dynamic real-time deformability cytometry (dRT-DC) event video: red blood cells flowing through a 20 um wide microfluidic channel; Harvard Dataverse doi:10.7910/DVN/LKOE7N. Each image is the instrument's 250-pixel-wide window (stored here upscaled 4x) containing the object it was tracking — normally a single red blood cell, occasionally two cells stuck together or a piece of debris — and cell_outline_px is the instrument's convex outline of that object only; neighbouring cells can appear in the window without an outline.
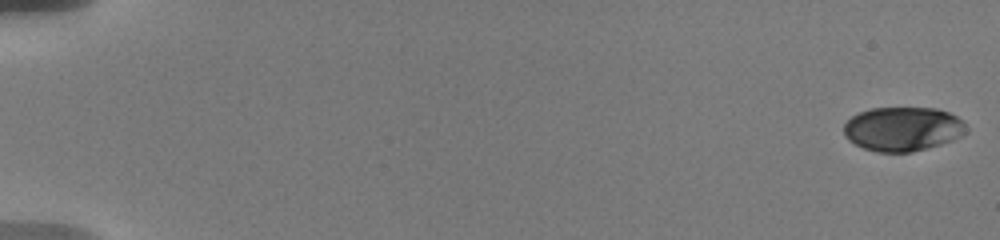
{"species": "human", "species_latin": "Homo sapiens", "temperature_condition": "warm", "stored_images_in_passage": 42, "camera_frame_rate_fps": 3000, "um_per_image_px": 0.085, "donor": {"sex": "male"}, "frame": {"image": 1, "passage_image": 1, "time_ms": 0.0, "image_size_px": [1000, 240], "cell_outline_px": [[968, 132], [952, 140], [940, 144], [912, 152], [876, 152], [864, 148], [848, 140], [844, 136], [844, 124], [852, 116], [860, 112], [872, 108], [936, 108], [948, 112], [964, 120]], "centroid_in_image_um": [76.75, 10.96], "position_along_channel_um": 8.3, "area_um2": 31.56}}
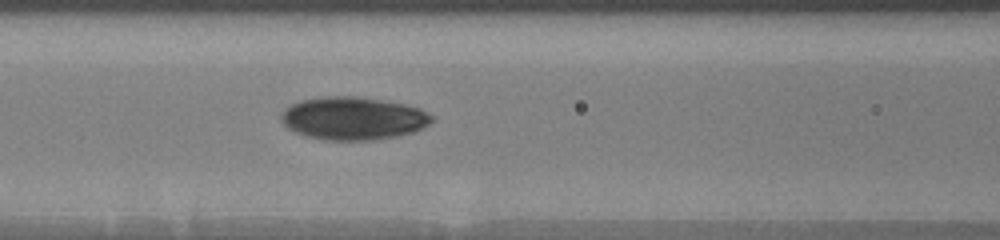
{"frame": {"image": 2, "passage_image": 36, "time_ms": 8.667, "image_size_px": [1000, 240], "cell_outline_px": [[436, 120], [412, 132], [396, 136], [372, 140], [324, 140], [304, 136], [288, 128], [280, 120], [280, 112], [284, 108], [300, 100], [324, 96], [360, 96], [404, 104], [420, 108], [436, 116]], "centroid_in_image_um": [30.01, 10.05], "position_along_channel_um": 136.6, "area_um2": 38.03}}
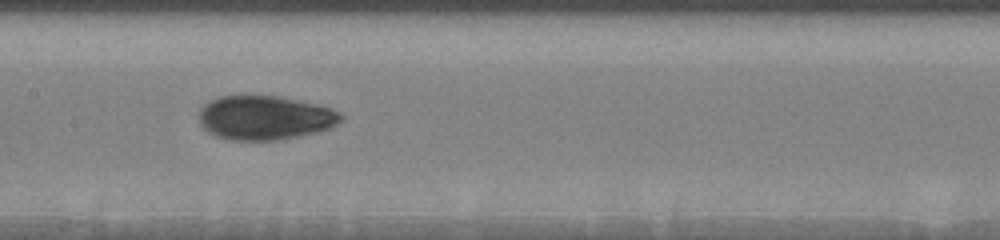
{"frame": {"image": 3, "passage_image": 41, "time_ms": 10.0, "image_size_px": [1000, 240], "cell_outline_px": [[344, 116], [336, 124], [328, 128], [316, 132], [280, 140], [228, 140], [216, 136], [208, 132], [200, 124], [200, 108], [204, 104], [220, 96], [280, 96], [316, 104], [328, 108]], "centroid_in_image_um": [22.48, 10.01], "position_along_channel_um": 184.9, "area_um2": 36.18}}